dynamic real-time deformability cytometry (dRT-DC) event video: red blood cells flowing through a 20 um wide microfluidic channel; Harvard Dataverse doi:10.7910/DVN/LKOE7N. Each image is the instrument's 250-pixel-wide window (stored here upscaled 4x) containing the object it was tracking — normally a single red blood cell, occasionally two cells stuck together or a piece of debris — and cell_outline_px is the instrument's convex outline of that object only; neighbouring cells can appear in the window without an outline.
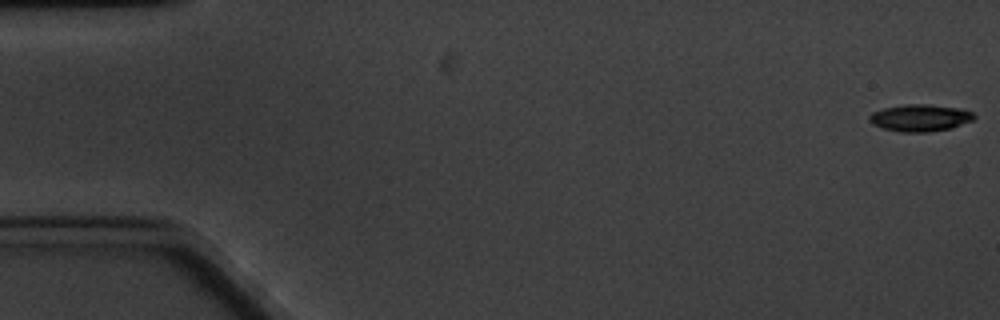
{"species": "common noctule bat (a hibernating species)", "species_latin": "Nyctalus noctula", "temperature_condition": "cold", "stored_images_in_passage": 61, "camera_frame_rate_fps": 3000, "um_per_image_px": 0.085, "animal": {"sex": "male", "body_mass_g": 20.1, "forearm_length_mm": 53.5}, "frame": {"image": 1, "passage_image": 1, "time_ms": 0.0, "image_size_px": [1000, 320], "cell_outline_px": [[976, 116], [972, 120], [952, 128], [928, 132], [900, 132], [884, 128], [872, 124], [868, 120], [868, 116], [872, 112], [884, 108], [904, 104], [928, 104], [956, 108], [972, 112]], "centroid_in_image_um": [78.17, 10.02], "position_along_channel_um": 6.8, "area_um2": 16.42}}
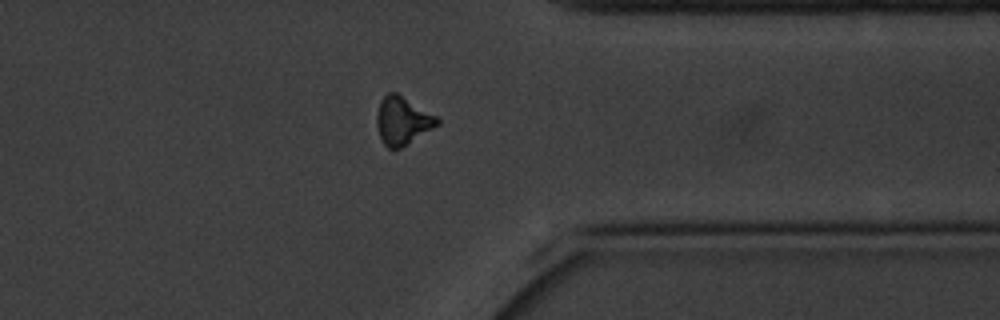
{"frame": {"image": 2, "passage_image": 48, "time_ms": 15.667, "image_size_px": [1000, 320], "cell_outline_px": [[440, 124], [400, 148], [388, 148], [384, 144], [380, 136], [376, 124], [376, 116], [380, 100], [388, 92], [396, 92], [440, 116]], "centroid_in_image_um": [34.24, 10.22], "position_along_channel_um": 377.2, "area_um2": 17.11}}
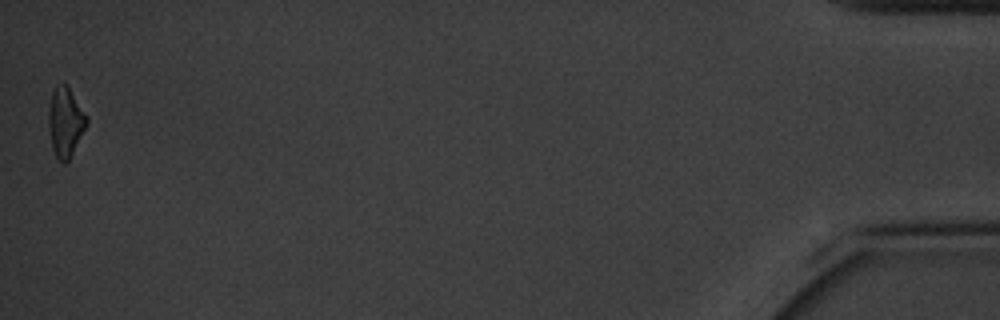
{"frame": {"image": 3, "passage_image": 61, "time_ms": 20.0, "image_size_px": [1000, 320], "cell_outline_px": [[88, 124], [68, 160], [64, 164], [56, 156], [52, 148], [48, 124], [48, 108], [52, 92], [56, 84], [64, 80], [68, 84], [88, 116]], "centroid_in_image_um": [5.56, 10.28], "position_along_channel_um": 429.6, "area_um2": 15.78}, "authors_computed_cell_mechanics": {"area_um2": 16.4152, "velocity_mm_per_s": 3.2618, "shape_relaxation_time_tau1_ms": 3.3986, "shape_relaxation_time_tau2_ms": null, "deformation_change_tau1": 0.1435, "deformation_change_tau2": null}}